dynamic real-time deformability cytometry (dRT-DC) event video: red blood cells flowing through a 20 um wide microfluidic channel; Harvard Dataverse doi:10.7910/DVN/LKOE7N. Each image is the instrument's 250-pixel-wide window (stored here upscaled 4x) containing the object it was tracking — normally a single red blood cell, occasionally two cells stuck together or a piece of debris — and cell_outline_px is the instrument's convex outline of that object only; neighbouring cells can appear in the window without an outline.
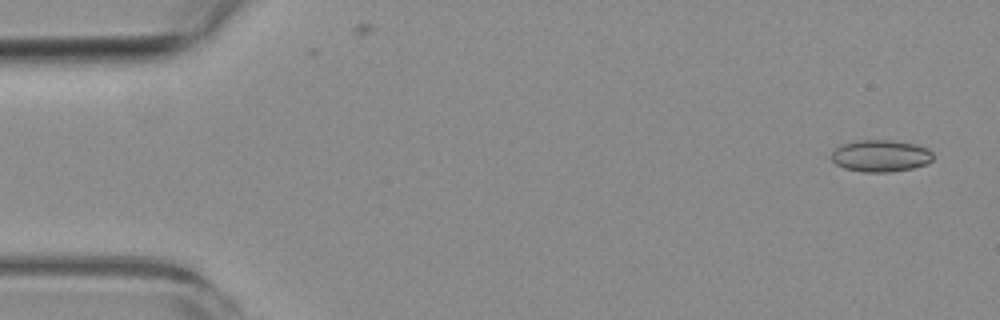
{"species": "common noctule bat (a hibernating species)", "species_latin": "Nyctalus noctula", "temperature_condition": "room temperature", "stored_images_in_passage": 3, "camera_frame_rate_fps": 3000, "um_per_image_px": 0.085, "animal": {"sex": "female", "body_mass_g": 19.3, "forearm_length_mm": 54.1}, "frame": {"image": 1, "passage_image": 1, "time_ms": 0.0, "image_size_px": [1000, 320], "cell_outline_px": [[932, 160], [928, 164], [912, 168], [892, 172], [864, 172], [844, 168], [836, 164], [832, 160], [832, 152], [840, 144], [860, 140], [892, 140], [916, 144], [928, 148], [932, 152]], "centroid_in_image_um": [74.87, 13.24], "position_along_channel_um": 10.1, "area_um2": 19.02}}
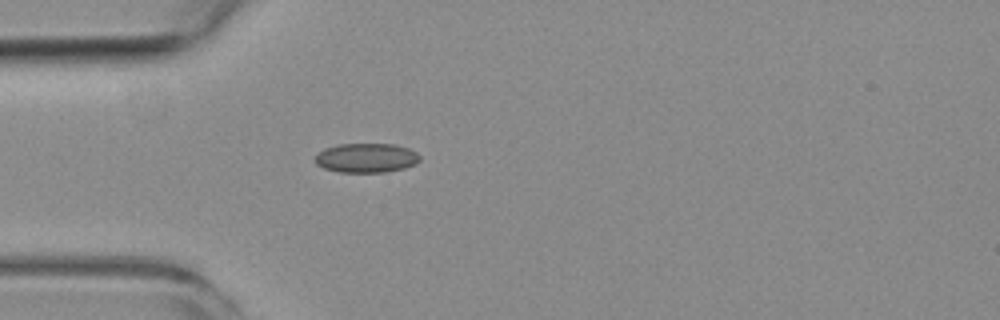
{"frame": {"image": 2, "passage_image": 3, "time_ms": 4.333, "image_size_px": [1000, 320], "cell_outline_px": [[420, 160], [416, 164], [404, 168], [384, 172], [340, 172], [324, 168], [316, 164], [316, 156], [324, 148], [340, 144], [392, 144], [408, 148], [416, 152], [420, 156]], "centroid_in_image_um": [31.16, 13.42], "position_along_channel_um": 53.8, "area_um2": 17.8}}